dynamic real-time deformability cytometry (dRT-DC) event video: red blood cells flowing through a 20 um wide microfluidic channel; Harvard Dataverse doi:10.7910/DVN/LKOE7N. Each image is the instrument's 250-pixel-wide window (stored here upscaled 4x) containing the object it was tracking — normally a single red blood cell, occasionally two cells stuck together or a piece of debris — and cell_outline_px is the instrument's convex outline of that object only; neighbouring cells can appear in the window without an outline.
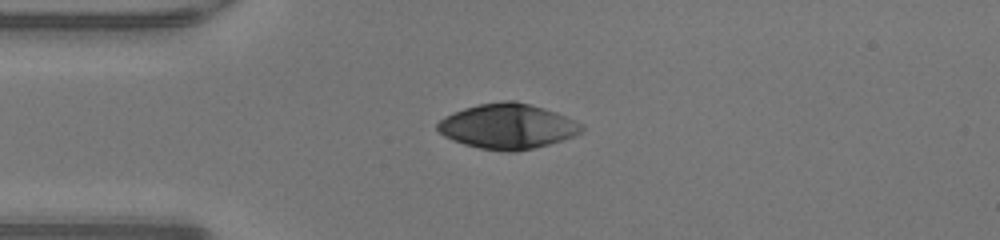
{"species": "human", "species_latin": "Homo sapiens", "temperature_condition": "warm", "stored_images_in_passage": 36, "camera_frame_rate_fps": 3000, "um_per_image_px": 0.085, "donor": {"sex": "male"}, "frame": {"image": 1, "passage_image": 6, "time_ms": 1.667, "image_size_px": [1000, 240], "cell_outline_px": [[536, 144], [524, 148], [492, 148], [460, 140], [452, 136], [452, 116], [460, 112], [472, 108], [492, 104], [520, 104]], "centroid_in_image_um": [41.97, 10.77], "position_along_channel_um": 43.0, "area_um2": 21.33}}
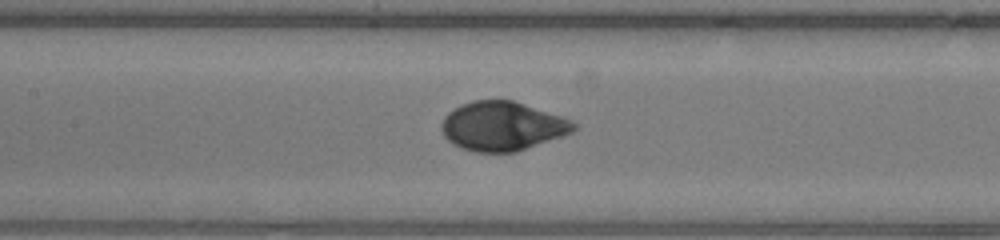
{"frame": {"image": 2, "passage_image": 16, "time_ms": 5.0, "image_size_px": [1000, 240], "cell_outline_px": [[532, 140], [516, 148], [480, 148], [464, 144], [452, 136], [476, 104], [512, 104], [520, 108]], "centroid_in_image_um": [41.98, 10.82], "position_along_channel_um": 165.4, "area_um2": 19.42}}
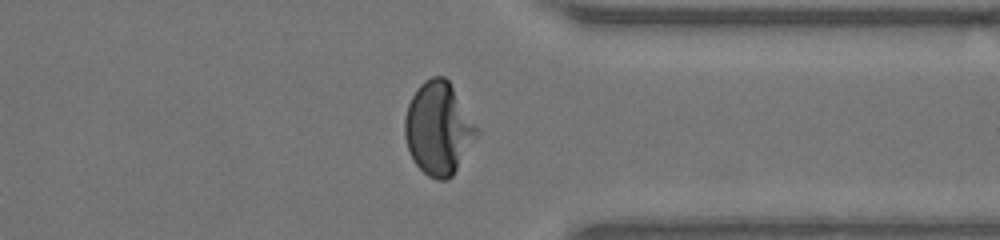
{"frame": {"image": 3, "passage_image": 31, "time_ms": 10.0, "image_size_px": [1000, 240], "cell_outline_px": [[452, 172], [448, 176], [436, 176], [428, 172], [416, 160], [412, 152], [408, 140], [408, 112], [412, 100], [420, 88], [424, 84], [432, 80], [444, 80], [448, 84], [452, 160]], "centroid_in_image_um": [36.67, 10.9], "position_along_channel_um": 374.7, "area_um2": 24.91}}